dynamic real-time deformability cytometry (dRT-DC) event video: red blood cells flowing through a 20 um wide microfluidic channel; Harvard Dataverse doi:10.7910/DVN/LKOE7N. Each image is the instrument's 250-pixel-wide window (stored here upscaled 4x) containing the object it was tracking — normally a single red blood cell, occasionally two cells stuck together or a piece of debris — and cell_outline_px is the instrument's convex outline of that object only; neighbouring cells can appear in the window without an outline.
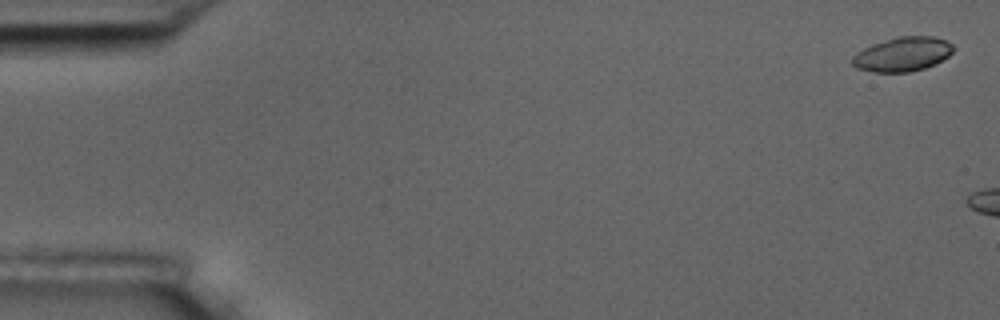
{"species": "common noctule bat (a hibernating species)", "species_latin": "Nyctalus noctula", "temperature_condition": "room temperature", "stored_images_in_passage": 3, "camera_frame_rate_fps": 3000, "um_per_image_px": 0.085, "animal": {"sex": "male", "body_mass_g": 17.5, "forearm_length_mm": 52.3}, "frame": {"image": 1, "passage_image": 1, "time_ms": 0.0, "image_size_px": [1000, 320], "cell_outline_px": [[956, 48], [948, 56], [936, 64], [924, 68], [908, 72], [876, 72], [856, 68], [852, 64], [852, 56], [856, 52], [872, 44], [900, 36], [932, 36], [948, 40]], "centroid_in_image_um": [76.74, 4.6], "position_along_channel_um": 8.3, "area_um2": 20.23}}